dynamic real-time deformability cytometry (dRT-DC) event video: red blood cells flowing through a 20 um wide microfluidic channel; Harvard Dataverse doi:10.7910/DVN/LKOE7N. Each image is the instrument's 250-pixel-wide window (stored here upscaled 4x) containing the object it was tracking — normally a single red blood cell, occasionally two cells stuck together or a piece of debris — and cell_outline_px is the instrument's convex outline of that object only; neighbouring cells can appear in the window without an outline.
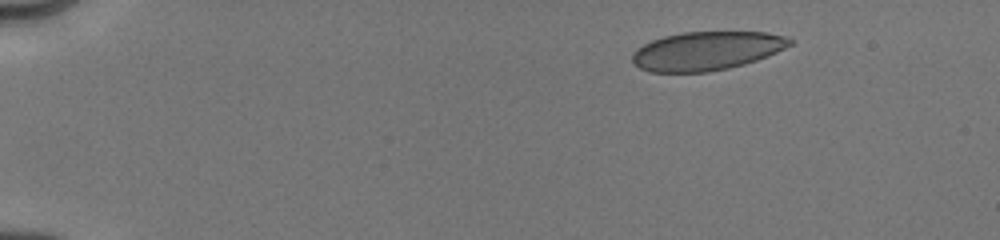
{"species": "human", "species_latin": "Homo sapiens", "temperature_condition": "cold", "stored_images_in_passage": 38, "camera_frame_rate_fps": 3000, "um_per_image_px": 0.085, "donor": {"sex": "male"}, "frame": {"image": 1, "passage_image": 1, "time_ms": 0.0, "image_size_px": [1000, 240], "cell_outline_px": [[792, 44], [776, 52], [756, 60], [744, 64], [728, 68], [708, 72], [652, 72], [640, 68], [632, 60], [632, 56], [636, 48], [652, 40], [664, 36], [684, 32], [764, 32], [788, 36], [792, 40]], "centroid_in_image_um": [60.06, 4.32], "position_along_channel_um": 24.9, "area_um2": 35.37}}
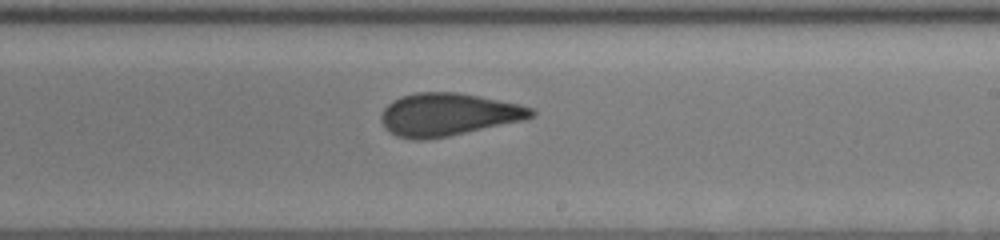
{"frame": {"image": 2, "passage_image": 21, "time_ms": 8.333, "image_size_px": [1000, 240], "cell_outline_px": [[536, 112], [532, 116], [524, 120], [448, 136], [416, 140], [396, 136], [384, 124], [380, 116], [384, 108], [392, 100], [400, 96], [416, 92], [456, 92], [480, 96], [520, 104], [532, 108]], "centroid_in_image_um": [38.1, 9.71], "position_along_channel_um": 250.9, "area_um2": 37.05}}
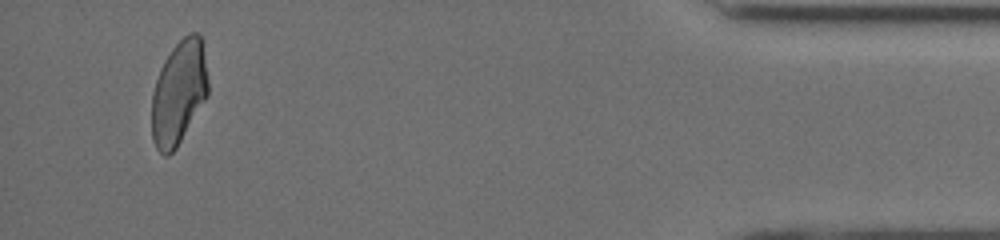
{"frame": {"image": 3, "passage_image": 37, "time_ms": 14.0, "image_size_px": [1000, 240], "cell_outline_px": [[208, 96], [176, 148], [168, 156], [164, 156], [156, 148], [152, 140], [152, 92], [160, 68], [164, 60], [172, 48], [188, 32], [196, 32], [200, 36], [208, 80]], "centroid_in_image_um": [15.18, 7.89], "position_along_channel_um": 420.0, "area_um2": 34.04}, "authors_computed_cell_mechanics": {"area_um2": 37.1365, "velocity_mm_per_s": 4.0263, "shape_relaxation_time_tau1_ms": 8.4867, "shape_relaxation_time_tau2_ms": 1.3675, "deformation_change_tau1": 0.1599, "deformation_change_tau2": 0.0518}}